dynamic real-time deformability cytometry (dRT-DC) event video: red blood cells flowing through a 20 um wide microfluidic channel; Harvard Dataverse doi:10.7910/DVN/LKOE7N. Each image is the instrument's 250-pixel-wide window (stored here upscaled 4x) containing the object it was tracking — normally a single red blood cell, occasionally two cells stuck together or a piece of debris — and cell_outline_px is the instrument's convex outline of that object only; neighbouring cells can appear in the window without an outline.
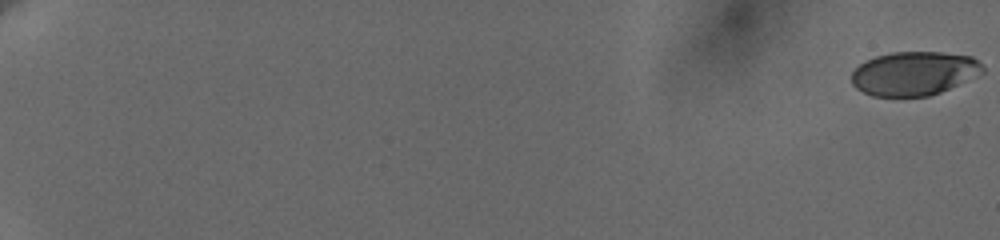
{"species": "human", "species_latin": "Homo sapiens", "temperature_condition": "cold", "stored_images_in_passage": 38, "camera_frame_rate_fps": 3000, "um_per_image_px": 0.085, "donor": {"sex": "female"}, "frame": {"image": 1, "passage_image": 1, "time_ms": 0.0, "image_size_px": [1000, 240], "cell_outline_px": [[984, 72], [940, 92], [928, 96], [872, 96], [856, 88], [852, 84], [852, 72], [860, 64], [876, 56], [892, 52], [940, 52], [972, 56], [984, 68]], "centroid_in_image_um": [77.68, 6.24], "position_along_channel_um": 7.3, "area_um2": 33.18}}
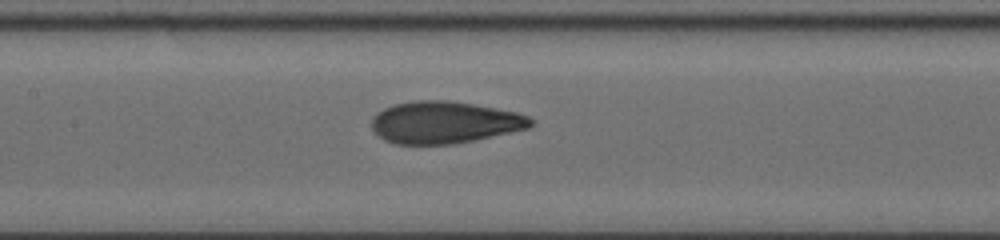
{"frame": {"image": 2, "passage_image": 21, "time_ms": 11.0, "image_size_px": [1000, 240], "cell_outline_px": [[532, 124], [528, 128], [472, 140], [452, 144], [396, 144], [384, 140], [372, 128], [372, 116], [384, 108], [392, 104], [412, 100], [448, 100], [472, 104], [516, 112], [528, 116], [532, 120]], "centroid_in_image_um": [37.73, 10.39], "position_along_channel_um": 169.7, "area_um2": 38.67}}
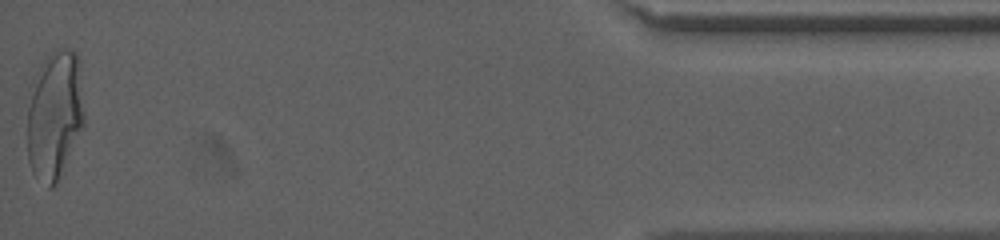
{"frame": {"image": 3, "passage_image": 38, "time_ms": 20.0, "image_size_px": [1000, 240], "cell_outline_px": [[84, 124], [56, 184], [52, 188], [48, 188], [32, 172], [28, 160], [28, 108], [32, 80], [40, 64], [56, 48], [72, 48], [76, 52], [80, 60], [84, 112]], "centroid_in_image_um": [4.66, 9.71], "position_along_channel_um": 430.5, "area_um2": 43.12}, "authors_computed_cell_mechanics": {"area_um2": 38.3214, "velocity_mm_per_s": 3.6607, "shape_relaxation_time_tau1_ms": 4.8578, "shape_relaxation_time_tau2_ms": 0.9203, "deformation_change_tau1": 0.2035, "deformation_change_tau2": 0.0696}}